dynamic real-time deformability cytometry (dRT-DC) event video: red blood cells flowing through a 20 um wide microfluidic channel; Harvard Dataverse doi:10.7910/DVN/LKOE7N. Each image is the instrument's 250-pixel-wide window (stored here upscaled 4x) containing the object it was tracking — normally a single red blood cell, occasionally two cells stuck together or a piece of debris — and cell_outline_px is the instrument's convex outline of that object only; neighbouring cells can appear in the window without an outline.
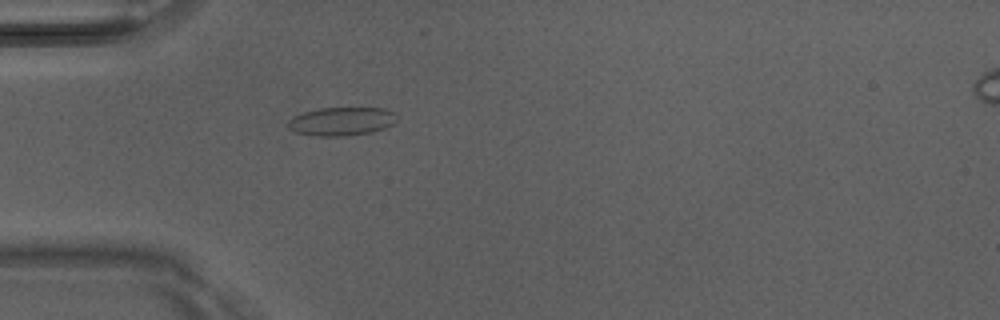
{"species": "Egyptian fruit bat (a non-hibernating species)", "species_latin": "Rousettus aegyptiacus", "temperature_condition": "room temperature", "stored_images_in_passage": 4, "camera_frame_rate_fps": 3000, "um_per_image_px": 0.085, "animal": {"sex": "male"}, "frame": {"image": 1, "passage_image": 4, "time_ms": 1.0, "image_size_px": [1000, 320], "cell_outline_px": [[396, 120], [392, 124], [384, 128], [372, 132], [344, 136], [316, 136], [296, 132], [288, 128], [288, 120], [292, 116], [304, 112], [320, 108], [384, 108], [396, 112]], "centroid_in_image_um": [29.03, 10.31], "position_along_channel_um": 56.0, "area_um2": 18.09}}